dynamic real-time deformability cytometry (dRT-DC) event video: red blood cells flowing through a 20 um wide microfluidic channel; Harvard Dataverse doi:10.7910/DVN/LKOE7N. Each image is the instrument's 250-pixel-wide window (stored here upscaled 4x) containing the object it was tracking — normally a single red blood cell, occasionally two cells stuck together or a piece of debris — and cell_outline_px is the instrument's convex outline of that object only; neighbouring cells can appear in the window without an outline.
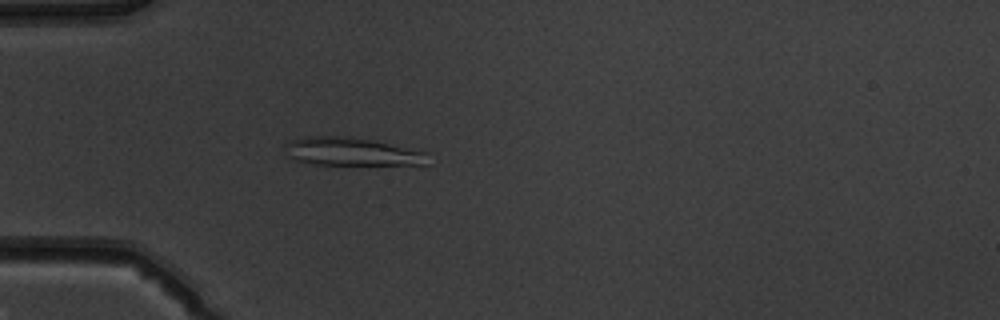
{"species": "common noctule bat (a hibernating species)", "species_latin": "Nyctalus noctula", "temperature_condition": "warm", "stored_images_in_passage": 5, "camera_frame_rate_fps": 3000, "um_per_image_px": 0.085, "animal": {"sex": "male", "body_mass_g": 19.5, "forearm_length_mm": 54.6}, "frame": {"image": 1, "passage_image": 5, "time_ms": 4.667, "image_size_px": [1000, 320], "cell_outline_px": [[428, 164], [316, 164], [296, 160], [288, 156], [284, 144], [288, 140], [308, 136], [336, 136], [372, 140], [424, 152]], "centroid_in_image_um": [29.78, 12.88], "position_along_channel_um": 55.2, "area_um2": 22.72}}